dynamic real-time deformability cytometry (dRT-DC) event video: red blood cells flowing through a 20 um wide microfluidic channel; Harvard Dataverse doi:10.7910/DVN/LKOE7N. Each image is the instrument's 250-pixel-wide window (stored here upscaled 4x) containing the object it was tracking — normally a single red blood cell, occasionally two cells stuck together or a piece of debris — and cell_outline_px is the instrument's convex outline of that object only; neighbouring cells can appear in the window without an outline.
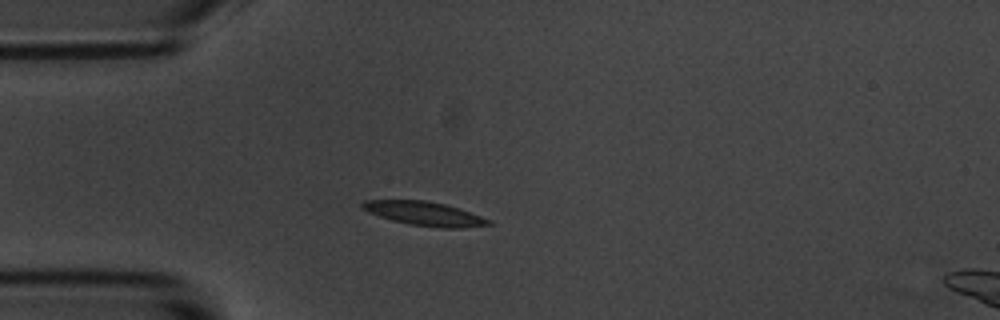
{"species": "common noctule bat (a hibernating species)", "species_latin": "Nyctalus noctula", "temperature_condition": "room temperature", "stored_images_in_passage": 43, "camera_frame_rate_fps": 3000, "um_per_image_px": 0.085, "animal": {"sex": "male", "body_mass_g": 20.1, "forearm_length_mm": 53.5}, "frame": {"image": 1, "passage_image": 1, "time_ms": 0.0, "image_size_px": [1000, 320], "cell_outline_px": [[492, 224], [464, 228], [436, 228], [408, 224], [392, 220], [368, 212], [360, 208], [360, 204], [364, 200], [424, 200], [444, 204], [460, 208], [492, 220]], "centroid_in_image_um": [36.09, 18.16], "position_along_channel_um": 48.9, "area_um2": 17.8}}
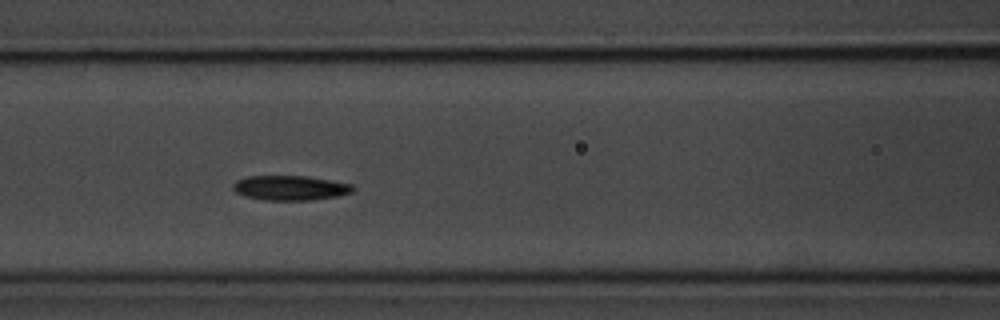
{"frame": {"image": 2, "passage_image": 10, "time_ms": 3.0, "image_size_px": [1000, 320], "cell_outline_px": [[356, 188], [352, 192], [336, 196], [312, 200], [264, 200], [244, 196], [236, 192], [232, 188], [232, 184], [236, 180], [244, 176], [308, 176], [352, 184]], "centroid_in_image_um": [24.64, 15.96], "position_along_channel_um": 142.0, "area_um2": 17.4}}
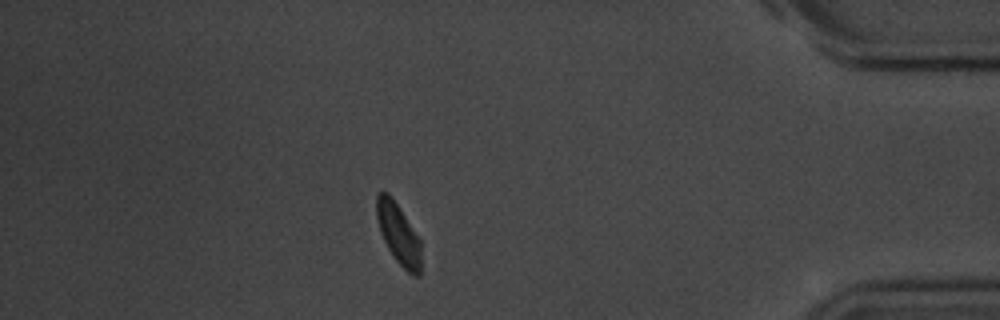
{"frame": {"image": 3, "passage_image": 36, "time_ms": 11.667, "image_size_px": [1000, 320], "cell_outline_px": [[420, 276], [416, 276], [408, 272], [396, 260], [388, 248], [380, 232], [376, 216], [376, 192], [388, 192], [420, 240]], "centroid_in_image_um": [33.84, 19.87], "position_along_channel_um": 401.4, "area_um2": 15.32}, "authors_computed_cell_mechanics": {"area_um2": 16.762, "velocity_mm_per_s": 3.4716, "shape_relaxation_time_tau1_ms": 2.4499, "shape_relaxation_time_tau2_ms": 8.1942, "deformation_change_tau1": 0.1272, "deformation_change_tau2": 0.1282}}